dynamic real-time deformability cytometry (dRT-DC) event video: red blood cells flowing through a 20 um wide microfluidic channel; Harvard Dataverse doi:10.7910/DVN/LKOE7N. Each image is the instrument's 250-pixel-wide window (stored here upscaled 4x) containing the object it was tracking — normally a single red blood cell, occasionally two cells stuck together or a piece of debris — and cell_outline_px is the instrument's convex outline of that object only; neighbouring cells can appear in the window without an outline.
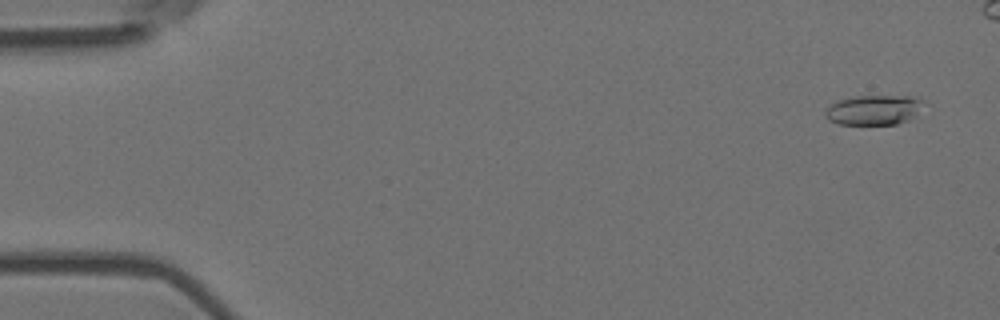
{"species": "Egyptian fruit bat (a non-hibernating species)", "species_latin": "Rousettus aegyptiacus", "temperature_condition": "room temperature", "stored_images_in_passage": 5, "camera_frame_rate_fps": 3000, "um_per_image_px": 0.085, "animal": {"sex": "female"}, "frame": {"image": 1, "passage_image": 1, "time_ms": 0.0, "image_size_px": [1000, 320], "cell_outline_px": [[924, 100], [916, 112], [908, 120], [896, 124], [840, 124], [828, 120], [824, 116], [824, 112], [836, 100], [856, 96], [920, 96]], "centroid_in_image_um": [74.24, 9.33], "position_along_channel_um": 10.8, "area_um2": 16.99}}